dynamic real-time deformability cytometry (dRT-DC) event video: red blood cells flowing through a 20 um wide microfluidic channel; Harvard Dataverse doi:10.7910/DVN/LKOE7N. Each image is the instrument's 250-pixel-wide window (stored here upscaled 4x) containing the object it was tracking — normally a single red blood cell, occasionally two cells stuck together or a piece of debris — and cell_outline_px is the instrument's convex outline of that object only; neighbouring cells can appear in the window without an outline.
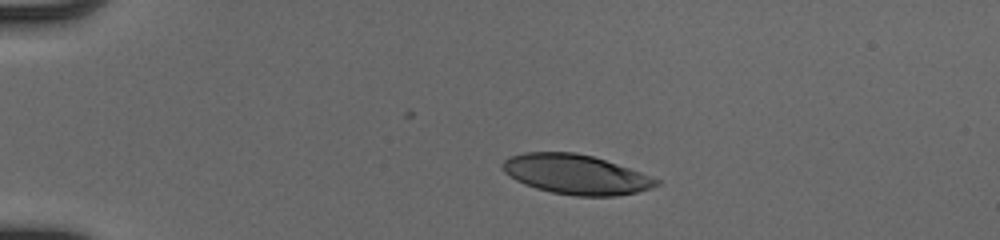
{"species": "human", "species_latin": "Homo sapiens", "temperature_condition": "cold", "stored_images_in_passage": 40, "camera_frame_rate_fps": 3000, "um_per_image_px": 0.085, "donor": {"sex": "male"}, "frame": {"image": 1, "passage_image": 1, "time_ms": 0.0, "image_size_px": [1000, 240], "cell_outline_px": [[660, 184], [652, 188], [636, 192], [616, 196], [576, 196], [552, 192], [536, 188], [524, 184], [516, 180], [504, 172], [500, 164], [504, 160], [512, 156], [524, 152], [576, 152], [592, 156], [652, 176], [660, 180]], "centroid_in_image_um": [48.94, 14.82], "position_along_channel_um": 36.1, "area_um2": 35.43}}
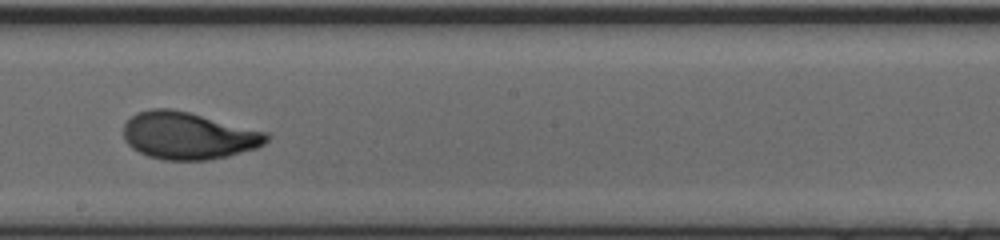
{"frame": {"image": 2, "passage_image": 20, "time_ms": 6.333, "image_size_px": [1000, 240], "cell_outline_px": [[272, 136], [264, 144], [256, 148], [228, 156], [208, 160], [164, 160], [148, 156], [132, 148], [124, 140], [124, 124], [136, 112], [152, 108], [172, 108], [268, 132]], "centroid_in_image_um": [16.01, 11.53], "position_along_channel_um": 232.2, "area_um2": 39.48}}
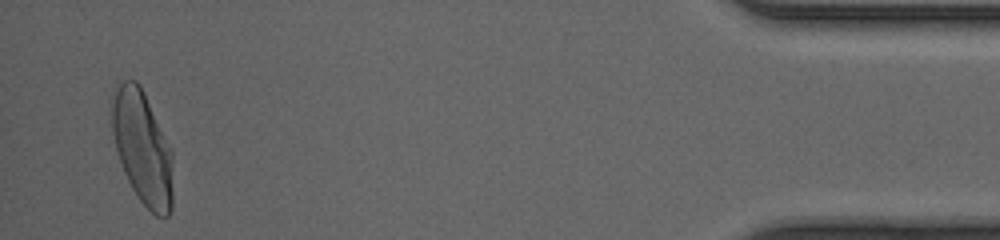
{"frame": {"image": 3, "passage_image": 39, "time_ms": 12.667, "image_size_px": [1000, 240], "cell_outline_px": [[172, 208], [168, 216], [156, 216], [136, 196], [124, 172], [116, 148], [112, 132], [112, 104], [116, 88], [120, 80], [136, 80], [140, 84], [172, 148]], "centroid_in_image_um": [12.12, 12.55], "position_along_channel_um": 423.1, "area_um2": 40.23}, "authors_computed_cell_mechanics": {"area_um2": 38.6393, "velocity_mm_per_s": 4.1161, "shape_relaxation_time_tau1_ms": 4.6243, "shape_relaxation_time_tau2_ms": 0.8103, "deformation_change_tau1": 0.2277, "deformation_change_tau2": 0.0655}}